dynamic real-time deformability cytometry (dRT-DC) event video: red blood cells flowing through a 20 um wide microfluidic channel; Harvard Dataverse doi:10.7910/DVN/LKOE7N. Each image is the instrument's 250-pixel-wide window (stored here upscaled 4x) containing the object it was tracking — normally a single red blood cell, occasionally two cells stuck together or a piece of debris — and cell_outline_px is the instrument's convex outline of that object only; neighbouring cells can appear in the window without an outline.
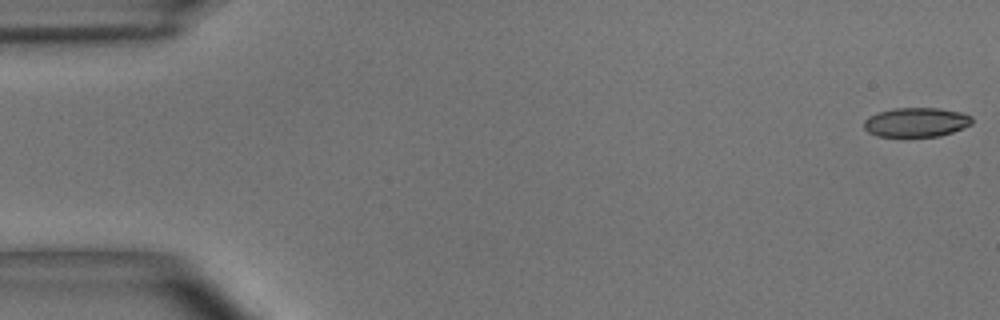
{"species": "common noctule bat (a hibernating species)", "species_latin": "Nyctalus noctula", "temperature_condition": "room temperature", "stored_images_in_passage": 15, "camera_frame_rate_fps": 3000, "um_per_image_px": 0.085, "animal": {"sex": "male", "body_mass_g": 15.6}, "frame": {"image": 1, "passage_image": 1, "time_ms": 0.0, "image_size_px": [1000, 320], "cell_outline_px": [[972, 124], [964, 128], [940, 136], [876, 136], [868, 132], [864, 128], [864, 120], [868, 116], [876, 112], [892, 108], [940, 108], [960, 112], [972, 116]], "centroid_in_image_um": [77.86, 10.38], "position_along_channel_um": 7.1, "area_um2": 18.61}}
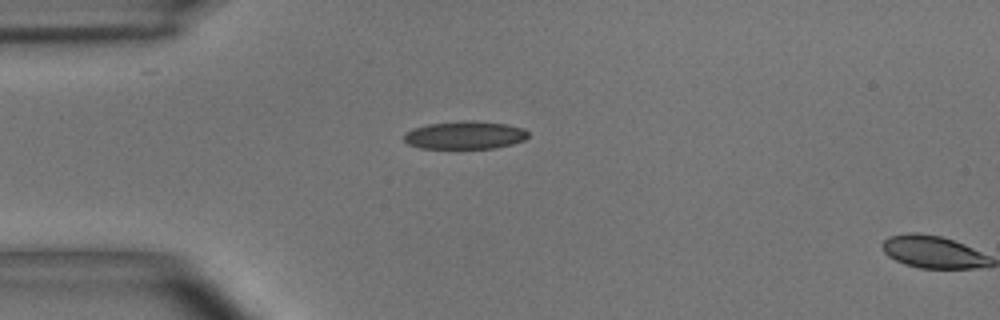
{"frame": {"image": 2, "passage_image": 14, "time_ms": 4.333, "image_size_px": [1000, 320], "cell_outline_px": [[528, 136], [524, 140], [512, 144], [496, 148], [420, 148], [408, 144], [404, 140], [404, 132], [412, 128], [428, 124], [460, 120], [476, 120], [508, 124], [524, 128], [528, 132]], "centroid_in_image_um": [39.52, 11.47], "position_along_channel_um": 45.5, "area_um2": 20.52}}